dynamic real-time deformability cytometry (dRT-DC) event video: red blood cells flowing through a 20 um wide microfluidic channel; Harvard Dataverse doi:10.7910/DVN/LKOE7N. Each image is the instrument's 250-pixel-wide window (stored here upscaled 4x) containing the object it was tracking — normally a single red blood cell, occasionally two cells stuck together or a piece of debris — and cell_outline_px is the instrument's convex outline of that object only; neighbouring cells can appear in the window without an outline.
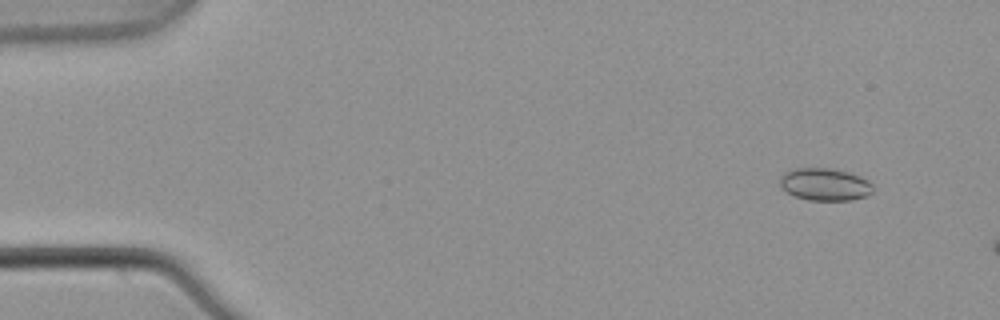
{"species": "common noctule bat (a hibernating species)", "species_latin": "Nyctalus noctula", "temperature_condition": "warm", "stored_images_in_passage": 4, "camera_frame_rate_fps": 3000, "um_per_image_px": 0.085, "animal": {"sex": "male", "body_mass_g": 21.5, "forearm_length_mm": 52.0}, "frame": {"image": 1, "passage_image": 2, "time_ms": 0.333, "image_size_px": [1000, 320], "cell_outline_px": [[872, 192], [868, 196], [852, 200], [808, 200], [796, 196], [780, 188], [780, 176], [784, 172], [792, 168], [832, 168], [848, 172], [860, 176], [868, 180], [872, 184]], "centroid_in_image_um": [70.11, 15.66], "position_along_channel_um": 14.9, "area_um2": 17.74}}